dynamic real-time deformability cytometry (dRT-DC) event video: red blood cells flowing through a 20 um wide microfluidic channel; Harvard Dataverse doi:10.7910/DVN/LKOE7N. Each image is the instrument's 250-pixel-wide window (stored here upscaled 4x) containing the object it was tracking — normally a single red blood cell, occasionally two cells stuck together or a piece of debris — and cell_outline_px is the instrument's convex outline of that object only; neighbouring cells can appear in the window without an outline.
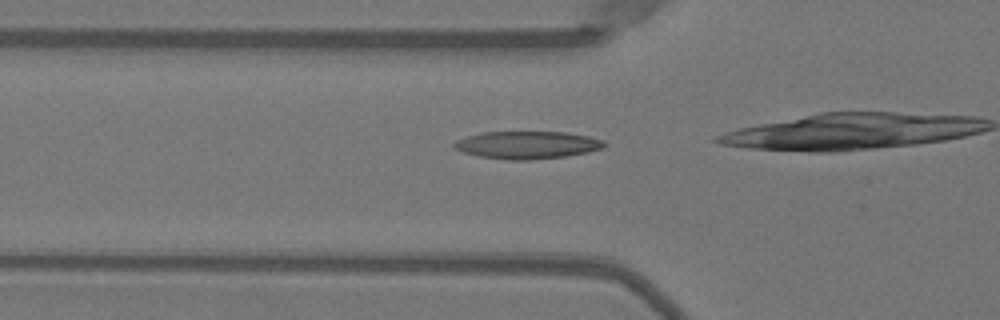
{"species": "Egyptian fruit bat (a non-hibernating species)", "species_latin": "Rousettus aegyptiacus", "temperature_condition": "warm", "stored_images_in_passage": 13, "camera_frame_rate_fps": 3000, "um_per_image_px": 0.085, "animal": {"sex": "female"}, "frame": {"image": 1, "passage_image": 9, "time_ms": 2.667, "image_size_px": [1000, 320], "cell_outline_px": [[608, 144], [604, 148], [588, 152], [564, 156], [532, 160], [508, 160], [480, 156], [464, 152], [452, 148], [452, 144], [456, 140], [468, 136], [484, 132], [564, 132], [588, 136], [604, 140]], "centroid_in_image_um": [44.83, 12.32], "position_along_channel_um": 81.0, "area_um2": 24.16}}
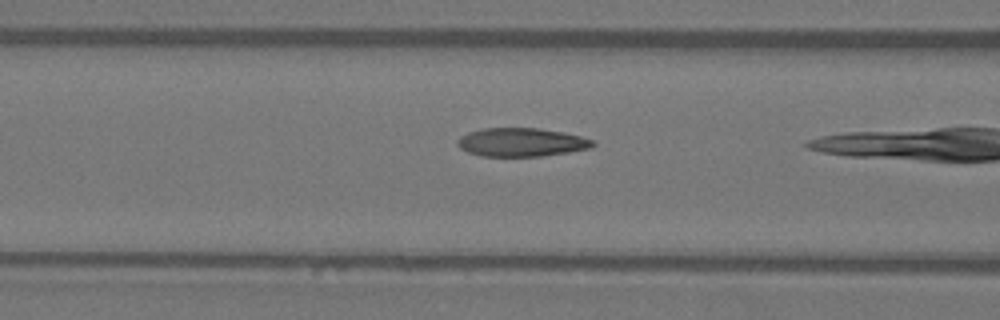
{"frame": {"image": 2, "passage_image": 12, "time_ms": 3.667, "image_size_px": [1000, 320], "cell_outline_px": [[596, 144], [592, 148], [568, 152], [540, 156], [480, 156], [468, 152], [460, 148], [456, 144], [456, 140], [460, 136], [468, 132], [484, 128], [536, 128], [564, 132], [580, 136], [592, 140]], "centroid_in_image_um": [44.29, 12.09], "position_along_channel_um": 122.3, "area_um2": 22.54}}